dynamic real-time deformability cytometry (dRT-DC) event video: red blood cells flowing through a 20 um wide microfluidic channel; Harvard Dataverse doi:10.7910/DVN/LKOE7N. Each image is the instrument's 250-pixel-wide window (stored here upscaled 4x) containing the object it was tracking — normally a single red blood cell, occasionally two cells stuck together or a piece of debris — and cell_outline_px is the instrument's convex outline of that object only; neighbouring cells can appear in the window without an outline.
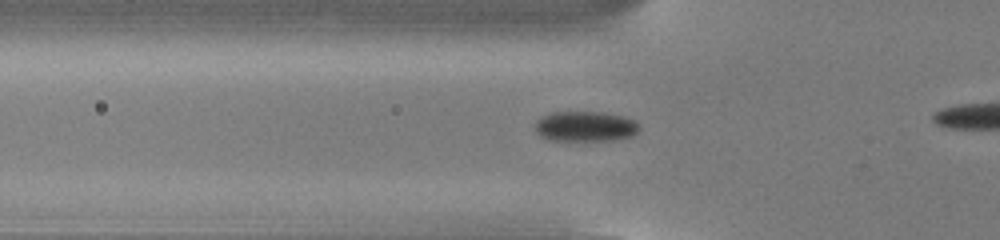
{"species": "common noctule bat (a hibernating species)", "species_latin": "Nyctalus noctula", "temperature_condition": "cold", "stored_images_in_passage": 14, "camera_frame_rate_fps": 3000, "um_per_image_px": 0.085, "animal": {"sex": "male", "body_mass_g": 13.0, "forearm_length_mm": 53.1}, "frame": {"image": 1, "passage_image": 8, "time_ms": 2.333, "image_size_px": [1000, 240], "cell_outline_px": [[640, 128], [632, 136], [616, 140], [548, 140], [540, 136], [536, 132], [532, 124], [540, 116], [548, 112], [604, 112], [624, 116], [636, 120], [640, 124]], "centroid_in_image_um": [49.72, 10.73], "position_along_channel_um": 76.1, "area_um2": 18.84}}
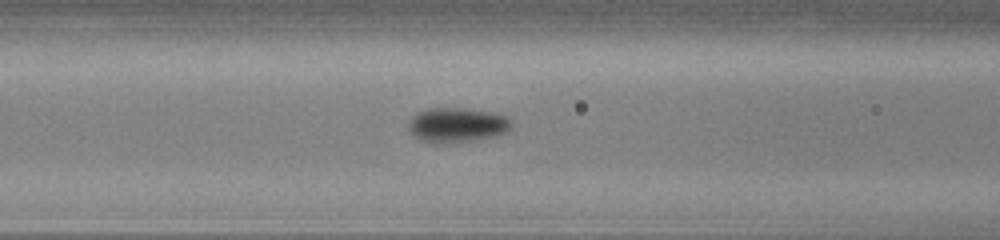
{"frame": {"image": 2, "passage_image": 12, "time_ms": 3.667, "image_size_px": [1000, 240], "cell_outline_px": [[512, 124], [504, 132], [496, 136], [472, 140], [436, 144], [420, 140], [408, 128], [408, 120], [416, 112], [428, 108], [464, 108], [504, 116]], "centroid_in_image_um": [38.75, 10.63], "position_along_channel_um": 127.9, "area_um2": 20.4}}